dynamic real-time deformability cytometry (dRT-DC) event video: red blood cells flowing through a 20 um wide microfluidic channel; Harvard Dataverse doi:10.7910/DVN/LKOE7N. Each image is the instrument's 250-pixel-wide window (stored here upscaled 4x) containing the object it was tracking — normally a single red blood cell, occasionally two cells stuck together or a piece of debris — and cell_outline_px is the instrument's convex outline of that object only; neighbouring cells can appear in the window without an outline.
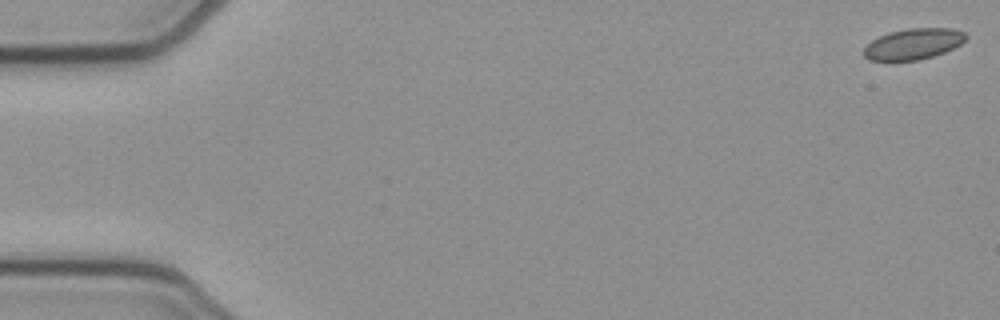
{"species": "common noctule bat (a hibernating species)", "species_latin": "Nyctalus noctula", "temperature_condition": "cold", "stored_images_in_passage": 7, "camera_frame_rate_fps": 3000, "um_per_image_px": 0.085, "animal": {"sex": "female", "body_mass_g": 21.9}, "frame": {"image": 1, "passage_image": 1, "time_ms": 0.0, "image_size_px": [1000, 320], "cell_outline_px": [[968, 36], [960, 44], [944, 52], [920, 60], [868, 60], [860, 52], [872, 40], [888, 32], [908, 28], [952, 28], [964, 32]], "centroid_in_image_um": [77.61, 3.73], "position_along_channel_um": 7.4, "area_um2": 18.38}}